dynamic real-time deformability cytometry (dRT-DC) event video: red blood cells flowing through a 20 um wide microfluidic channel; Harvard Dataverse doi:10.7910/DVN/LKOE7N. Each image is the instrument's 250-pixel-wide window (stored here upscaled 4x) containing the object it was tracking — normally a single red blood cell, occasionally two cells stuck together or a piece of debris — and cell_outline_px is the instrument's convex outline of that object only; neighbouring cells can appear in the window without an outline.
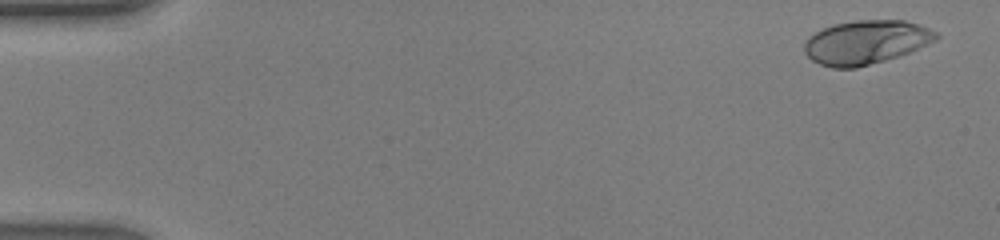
{"species": "human", "species_latin": "Homo sapiens", "temperature_condition": "warm", "stored_images_in_passage": 47, "camera_frame_rate_fps": 3000, "um_per_image_px": 0.085, "donor": {"sex": "male"}, "frame": {"image": 1, "passage_image": 2, "time_ms": 0.333, "image_size_px": [1000, 240], "cell_outline_px": [[940, 36], [936, 40], [900, 56], [856, 68], [832, 68], [820, 64], [812, 60], [804, 52], [804, 44], [808, 36], [832, 24], [856, 20], [904, 20], [928, 28], [936, 32]], "centroid_in_image_um": [73.58, 3.59], "position_along_channel_um": 11.4, "area_um2": 33.64}}
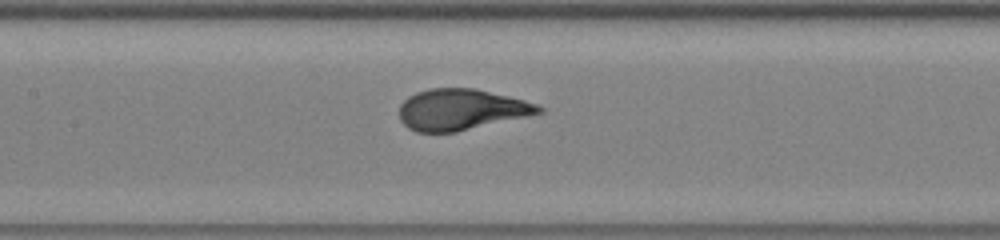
{"frame": {"image": 2, "passage_image": 23, "time_ms": 7.333, "image_size_px": [1000, 240], "cell_outline_px": [[544, 112], [528, 116], [456, 132], [416, 132], [408, 128], [400, 120], [400, 104], [408, 96], [416, 92], [428, 88], [472, 88], [508, 96], [540, 104], [544, 108]], "centroid_in_image_um": [39.2, 9.31], "position_along_channel_um": 168.2, "area_um2": 33.41}}
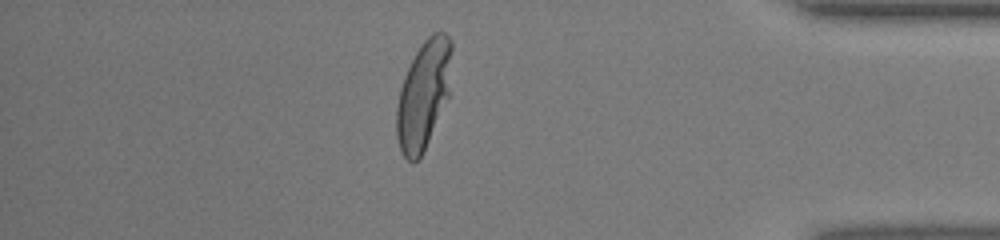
{"frame": {"image": 3, "passage_image": 41, "time_ms": 13.333, "image_size_px": [1000, 240], "cell_outline_px": [[452, 48], [448, 96], [428, 140], [420, 156], [412, 164], [400, 152], [396, 136], [396, 108], [400, 88], [404, 76], [420, 44], [432, 32], [444, 32], [452, 40]], "centroid_in_image_um": [35.97, 8.02], "position_along_channel_um": 399.2, "area_um2": 34.51}, "authors_computed_cell_mechanics": {"area_um2": 33.4084, "velocity_mm_per_s": 4.3904, "shape_relaxation_time_tau1_ms": 2.6206, "shape_relaxation_time_tau2_ms": null, "deformation_change_tau1": 0.2104, "deformation_change_tau2": null}}